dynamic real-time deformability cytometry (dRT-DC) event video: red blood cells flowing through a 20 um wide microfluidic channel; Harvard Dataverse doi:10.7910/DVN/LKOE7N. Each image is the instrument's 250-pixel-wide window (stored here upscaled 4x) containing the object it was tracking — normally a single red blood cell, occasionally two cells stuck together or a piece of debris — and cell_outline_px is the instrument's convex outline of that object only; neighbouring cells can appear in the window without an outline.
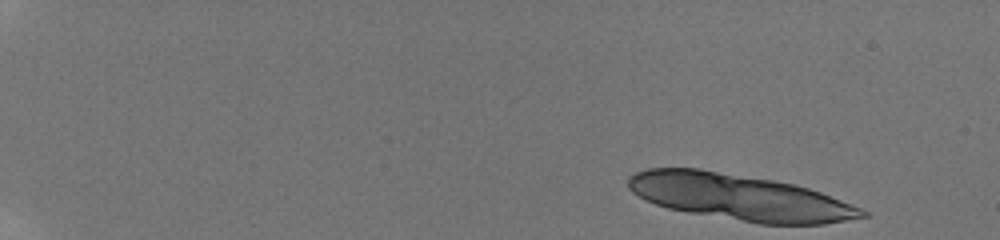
{"species": "human", "species_latin": "Homo sapiens", "temperature_condition": "room temperature", "stored_images_in_passage": 20, "camera_frame_rate_fps": 3000, "um_per_image_px": 0.085, "donor": {"sex": "male"}, "frame": {"image": 1, "passage_image": 1, "time_ms": 0.0, "image_size_px": [1000, 240], "cell_outline_px": [[872, 216], [824, 224], [760, 224], [688, 212], [668, 208], [656, 204], [632, 192], [628, 188], [628, 176], [636, 172], [648, 168], [700, 168], [796, 184], [820, 192], [860, 208], [868, 212]], "centroid_in_image_um": [62.87, 16.76], "position_along_channel_um": 22.1, "area_um2": 62.6}}
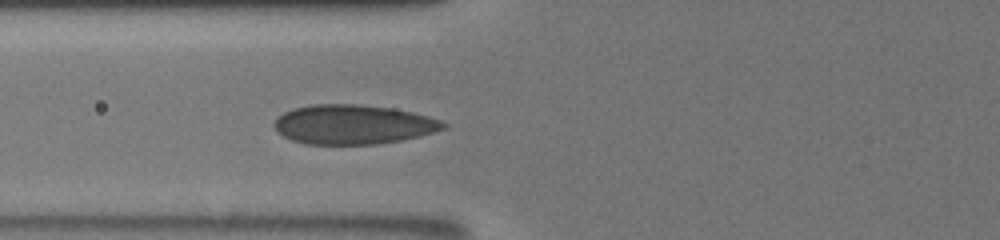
{"frame": {"image": 2, "passage_image": 17, "time_ms": 6.667, "image_size_px": [1000, 240], "cell_outline_px": [[448, 128], [420, 136], [400, 140], [376, 144], [304, 144], [292, 140], [276, 132], [272, 124], [284, 112], [292, 108], [312, 104], [360, 104], [392, 108], [412, 112], [428, 116], [440, 120], [448, 124]], "centroid_in_image_um": [30.02, 10.58], "position_along_channel_um": 95.8, "area_um2": 39.07}}
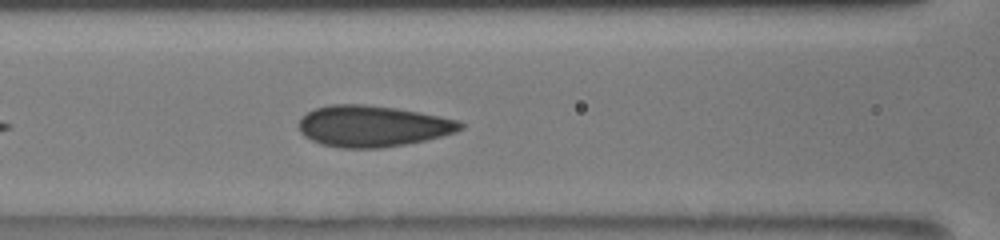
{"frame": {"image": 3, "passage_image": 20, "time_ms": 7.667, "image_size_px": [1000, 240], "cell_outline_px": [[464, 128], [456, 132], [424, 140], [404, 144], [380, 148], [340, 148], [320, 144], [304, 136], [300, 132], [300, 120], [308, 112], [316, 108], [332, 104], [364, 104], [396, 108], [440, 116], [460, 120], [464, 124]], "centroid_in_image_um": [31.69, 10.72], "position_along_channel_um": 134.9, "area_um2": 38.67}}